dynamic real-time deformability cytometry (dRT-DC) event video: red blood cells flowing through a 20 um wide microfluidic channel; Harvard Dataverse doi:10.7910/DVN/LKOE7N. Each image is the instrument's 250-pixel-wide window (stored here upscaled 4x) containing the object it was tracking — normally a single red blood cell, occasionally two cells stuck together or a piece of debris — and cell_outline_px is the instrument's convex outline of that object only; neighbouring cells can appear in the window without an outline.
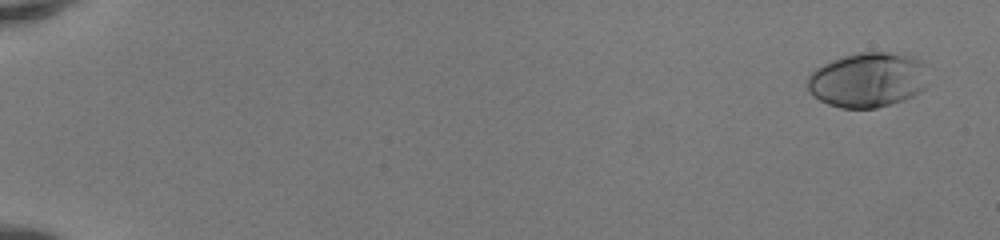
{"species": "human", "species_latin": "Homo sapiens", "temperature_condition": "room temperature", "stored_images_in_passage": 50, "camera_frame_rate_fps": 3000, "um_per_image_px": 0.085, "donor": {"sex": "female"}, "frame": {"image": 1, "passage_image": 1, "time_ms": 0.0, "image_size_px": [1000, 240], "cell_outline_px": [[928, 84], [924, 88], [912, 96], [904, 100], [876, 108], [840, 108], [828, 104], [812, 96], [808, 92], [808, 76], [816, 68], [832, 60], [844, 56], [860, 52], [904, 52], [916, 56], [920, 60]], "centroid_in_image_um": [73.76, 6.78], "position_along_channel_um": 11.2, "area_um2": 38.84}}
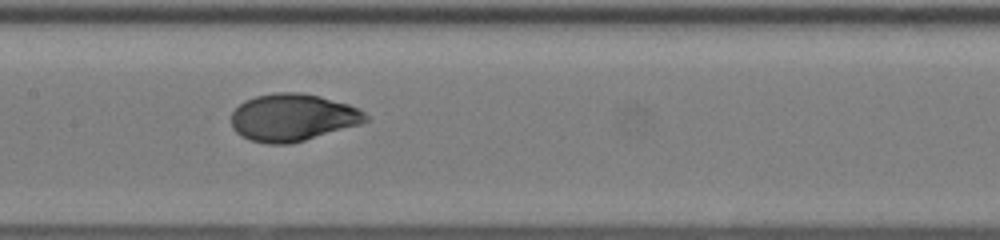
{"frame": {"image": 2, "passage_image": 27, "time_ms": 8.667, "image_size_px": [1000, 240], "cell_outline_px": [[372, 120], [360, 124], [304, 140], [288, 144], [268, 144], [248, 140], [240, 136], [232, 128], [232, 112], [244, 100], [256, 96], [276, 92], [300, 92], [320, 96], [348, 104], [360, 108]], "centroid_in_image_um": [24.88, 9.98], "position_along_channel_um": 182.5, "area_um2": 37.22}}
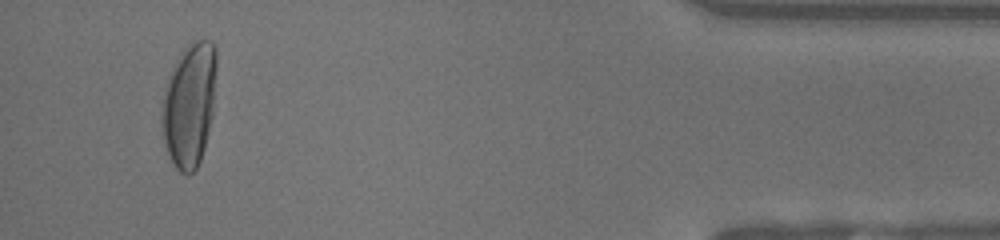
{"frame": {"image": 3, "passage_image": 48, "time_ms": 15.667, "image_size_px": [1000, 240], "cell_outline_px": [[216, 68], [212, 116], [204, 148], [200, 160], [196, 168], [192, 172], [180, 172], [176, 168], [168, 152], [164, 140], [160, 124], [160, 104], [164, 88], [168, 76], [176, 60], [184, 48], [192, 40], [208, 40], [216, 44]], "centroid_in_image_um": [16.07, 8.84], "position_along_channel_um": 419.1, "area_um2": 39.71}, "authors_computed_cell_mechanics": {"area_um2": 36.0672, "velocity_mm_per_s": 4.147, "shape_relaxation_time_tau1_ms": 4.9334, "shape_relaxation_time_tau2_ms": null, "deformation_change_tau1": 0.2618, "deformation_change_tau2": null}}